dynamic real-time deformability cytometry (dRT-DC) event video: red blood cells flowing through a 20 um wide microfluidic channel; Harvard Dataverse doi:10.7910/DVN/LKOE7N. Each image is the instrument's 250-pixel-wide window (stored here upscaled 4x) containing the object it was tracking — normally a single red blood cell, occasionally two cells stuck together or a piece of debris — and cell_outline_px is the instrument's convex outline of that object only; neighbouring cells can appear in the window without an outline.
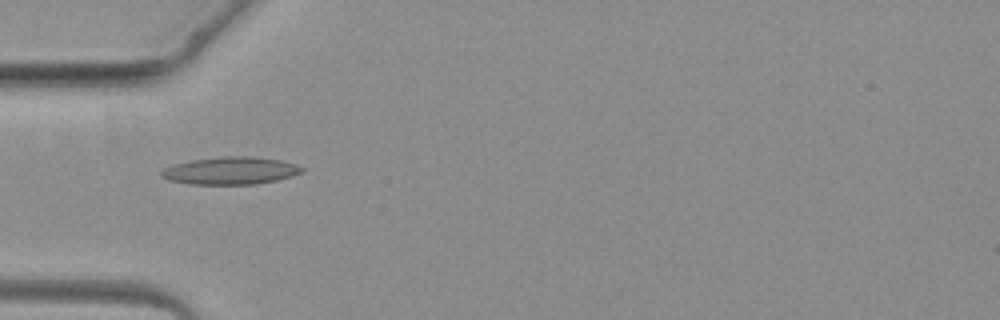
{"species": "common noctule bat (a hibernating species)", "species_latin": "Nyctalus noctula", "temperature_condition": "warm", "stored_images_in_passage": 5, "camera_frame_rate_fps": 3000, "um_per_image_px": 0.085, "animal": {"sex": "female", "body_mass_g": 19.3, "forearm_length_mm": 54.1}, "frame": {"image": 1, "passage_image": 4, "time_ms": 3.667, "image_size_px": [1000, 320], "cell_outline_px": [[304, 172], [292, 176], [276, 180], [256, 184], [192, 184], [168, 180], [160, 176], [160, 172], [164, 168], [176, 164], [192, 160], [224, 156], [256, 156], [280, 160], [296, 164], [304, 168]], "centroid_in_image_um": [19.63, 14.5], "position_along_channel_um": 65.4, "area_um2": 22.54}}
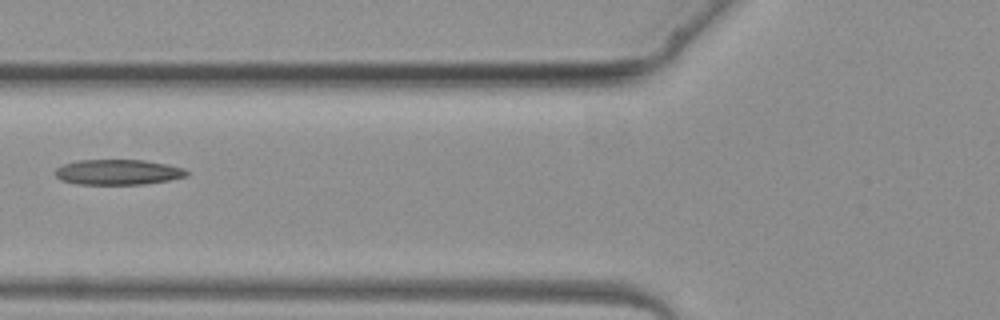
{"frame": {"image": 2, "passage_image": 5, "time_ms": 4.667, "image_size_px": [1000, 320], "cell_outline_px": [[188, 176], [168, 180], [144, 184], [76, 184], [60, 180], [56, 176], [56, 168], [64, 164], [76, 160], [144, 160], [168, 164], [184, 168], [188, 172]], "centroid_in_image_um": [10.03, 14.63], "position_along_channel_um": 115.8, "area_um2": 19.42}}